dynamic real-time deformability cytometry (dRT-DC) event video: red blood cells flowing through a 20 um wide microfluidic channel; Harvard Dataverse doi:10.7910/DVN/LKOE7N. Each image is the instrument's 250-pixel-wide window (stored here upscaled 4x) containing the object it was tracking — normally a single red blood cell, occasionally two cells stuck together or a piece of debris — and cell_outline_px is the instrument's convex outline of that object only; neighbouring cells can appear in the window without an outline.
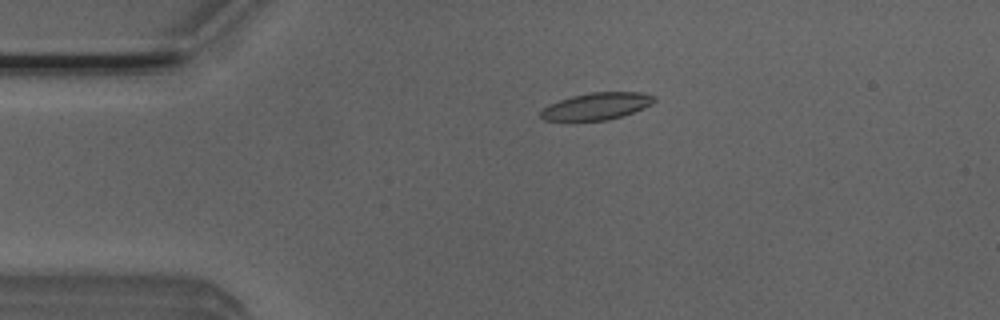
{"species": "Egyptian fruit bat (a non-hibernating species)", "species_latin": "Rousettus aegyptiacus", "temperature_condition": "room temperature", "stored_images_in_passage": 34, "camera_frame_rate_fps": 3000, "um_per_image_px": 0.085, "animal": {"sex": "male"}, "frame": {"image": 1, "passage_image": 2, "time_ms": 0.333, "image_size_px": [1000, 320], "cell_outline_px": [[656, 100], [652, 104], [644, 108], [624, 116], [608, 120], [544, 120], [540, 116], [540, 112], [548, 104], [572, 96], [588, 92], [640, 92], [656, 96]], "centroid_in_image_um": [50.75, 9.02], "position_along_channel_um": 34.2, "area_um2": 17.92}}
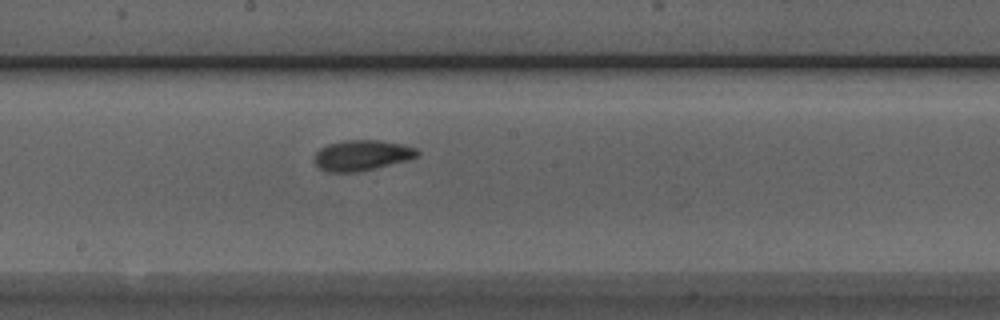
{"frame": {"image": 2, "passage_image": 19, "time_ms": 6.0, "image_size_px": [1000, 320], "cell_outline_px": [[420, 156], [408, 160], [356, 172], [328, 172], [320, 168], [312, 160], [316, 152], [320, 148], [328, 144], [344, 140], [380, 140], [404, 144], [416, 148], [420, 152]], "centroid_in_image_um": [30.77, 13.19], "position_along_channel_um": 217.4, "area_um2": 18.44}}
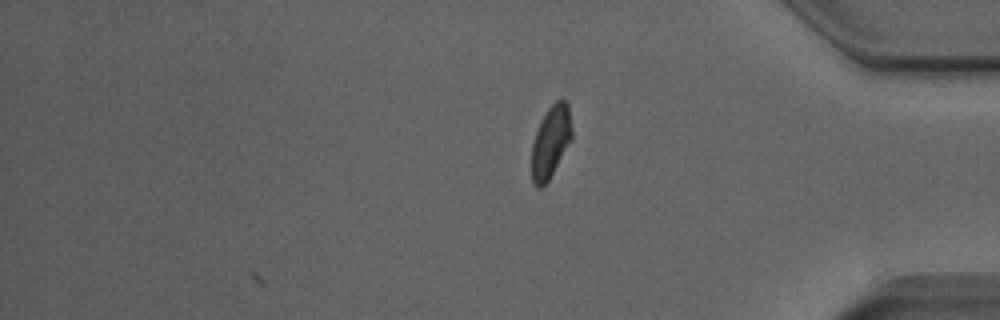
{"frame": {"image": 3, "passage_image": 34, "time_ms": 11.0, "image_size_px": [1000, 320], "cell_outline_px": [[572, 140], [548, 180], [540, 188], [536, 188], [532, 184], [532, 144], [540, 120], [548, 108], [556, 100], [564, 100], [568, 104], [572, 128]], "centroid_in_image_um": [46.81, 12.05], "position_along_channel_um": 388.4, "area_um2": 16.88}, "authors_computed_cell_mechanics": {"area_um2": 17.9469, "velocity_mm_per_s": 3.8862, "shape_relaxation_time_tau1_ms": 4.0498, "shape_relaxation_time_tau2_ms": 2.6258, "deformation_change_tau1": 0.161, "deformation_change_tau2": 0.0863}}